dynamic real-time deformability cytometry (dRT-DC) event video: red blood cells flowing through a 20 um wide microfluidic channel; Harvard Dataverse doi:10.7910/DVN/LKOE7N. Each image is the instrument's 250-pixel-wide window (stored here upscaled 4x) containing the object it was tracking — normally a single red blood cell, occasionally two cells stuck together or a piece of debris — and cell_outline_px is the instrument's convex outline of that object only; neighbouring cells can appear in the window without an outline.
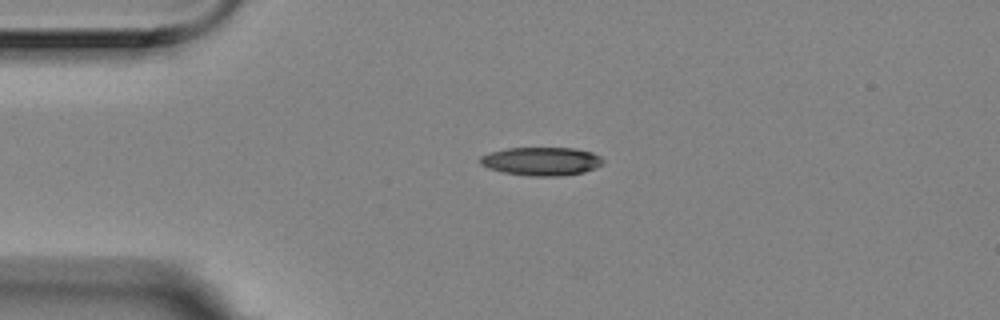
{"species": "Egyptian fruit bat (a non-hibernating species)", "species_latin": "Rousettus aegyptiacus", "temperature_condition": "room temperature", "stored_images_in_passage": 3, "camera_frame_rate_fps": 3000, "um_per_image_px": 0.085, "animal": {"sex": "female"}, "frame": {"image": 1, "passage_image": 2, "time_ms": 0.333, "image_size_px": [1000, 320], "cell_outline_px": [[604, 164], [596, 168], [584, 172], [560, 176], [532, 176], [500, 172], [488, 168], [480, 164], [480, 156], [488, 152], [508, 148], [576, 148], [592, 152], [600, 156], [604, 160]], "centroid_in_image_um": [46.03, 13.71], "position_along_channel_um": 39.0, "area_um2": 20.58}}